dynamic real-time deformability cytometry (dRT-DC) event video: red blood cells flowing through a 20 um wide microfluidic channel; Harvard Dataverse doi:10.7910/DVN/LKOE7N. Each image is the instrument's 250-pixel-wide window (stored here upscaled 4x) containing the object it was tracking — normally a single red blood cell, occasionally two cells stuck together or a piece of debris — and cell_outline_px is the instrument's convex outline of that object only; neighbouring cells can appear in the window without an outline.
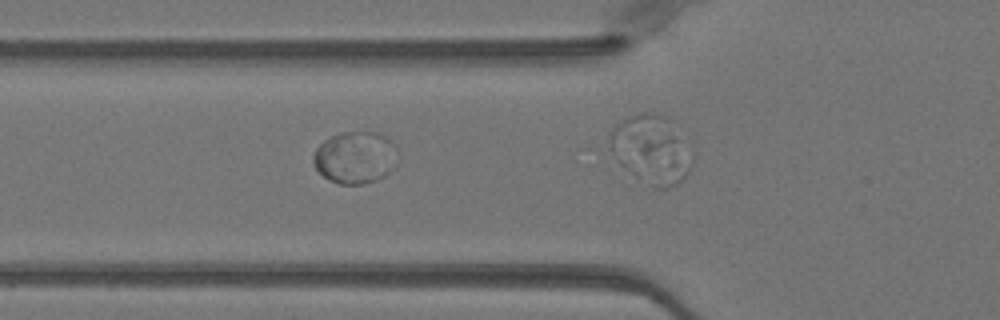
{"species": "Egyptian fruit bat (a non-hibernating species)", "species_latin": "Rousettus aegyptiacus", "temperature_condition": "warm", "stored_images_in_passage": 17, "segment_of_instrument_passage": [2, 2], "camera_frame_rate_fps": 3000, "um_per_image_px": 0.085, "animal": {"sex": "female"}, "frame": {"image": 1, "passage_image": 17, "time_ms": 5.333, "image_size_px": [1000, 320], "cell_outline_px": [[692, 164], [688, 172], [676, 184], [668, 188], [656, 188], [636, 176], [620, 164], [620, 160], [692, 156]], "centroid_in_image_um": [56.06, 14.44], "position_along_channel_um": 69.7, "area_um2": 11.1}}